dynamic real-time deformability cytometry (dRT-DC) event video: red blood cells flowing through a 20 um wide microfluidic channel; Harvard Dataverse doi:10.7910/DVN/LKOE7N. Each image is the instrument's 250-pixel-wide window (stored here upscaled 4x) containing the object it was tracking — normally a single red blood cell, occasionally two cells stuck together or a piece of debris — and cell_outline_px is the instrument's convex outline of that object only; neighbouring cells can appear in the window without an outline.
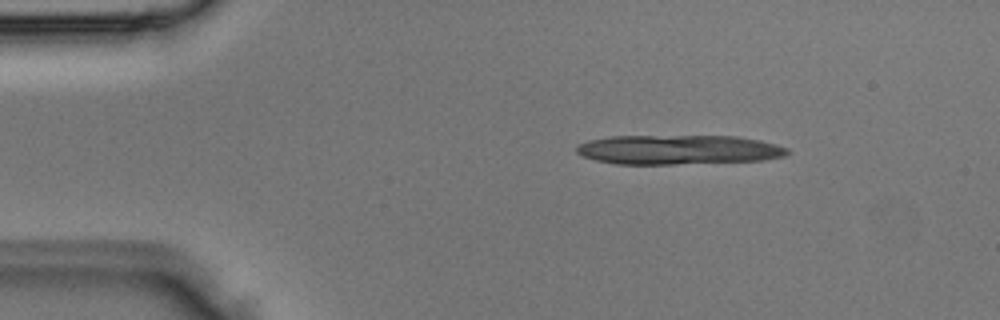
{"species": "Egyptian fruit bat (a non-hibernating species)", "species_latin": "Rousettus aegyptiacus", "temperature_condition": "room temperature", "stored_images_in_passage": 2, "camera_frame_rate_fps": 3000, "um_per_image_px": 0.085, "animal": {"sex": "male"}, "frame": {"image": 1, "passage_image": 1, "time_ms": 0.0, "image_size_px": [1000, 320], "cell_outline_px": [[792, 152], [784, 156], [764, 160], [676, 164], [616, 164], [596, 160], [584, 156], [576, 152], [576, 144], [588, 140], [608, 136], [736, 136], [760, 140], [776, 144], [788, 148]], "centroid_in_image_um": [57.67, 12.72], "position_along_channel_um": 27.3, "area_um2": 36.47}}